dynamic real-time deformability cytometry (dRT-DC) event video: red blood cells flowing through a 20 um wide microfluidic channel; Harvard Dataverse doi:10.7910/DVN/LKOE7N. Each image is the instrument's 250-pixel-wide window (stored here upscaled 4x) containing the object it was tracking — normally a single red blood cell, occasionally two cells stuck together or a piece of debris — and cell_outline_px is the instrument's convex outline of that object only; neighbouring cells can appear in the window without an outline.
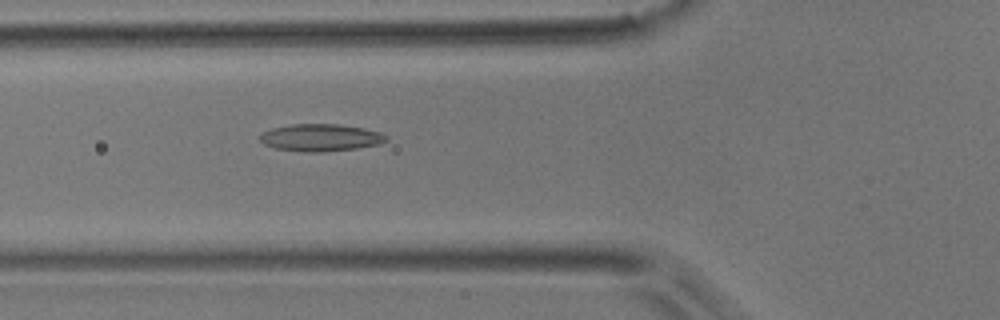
{"species": "common noctule bat (a hibernating species)", "species_latin": "Nyctalus noctula", "temperature_condition": "room temperature", "stored_images_in_passage": 40, "camera_frame_rate_fps": 3000, "um_per_image_px": 0.085, "animal": {"sex": "male", "body_mass_g": 17.9}, "frame": {"image": 1, "passage_image": 8, "time_ms": 2.333, "image_size_px": [1000, 320], "cell_outline_px": [[388, 140], [380, 144], [356, 148], [324, 152], [304, 152], [276, 148], [264, 144], [256, 136], [272, 128], [292, 124], [340, 124], [364, 128], [380, 132], [388, 136]], "centroid_in_image_um": [27.26, 11.69], "position_along_channel_um": 98.5, "area_um2": 20.17}}
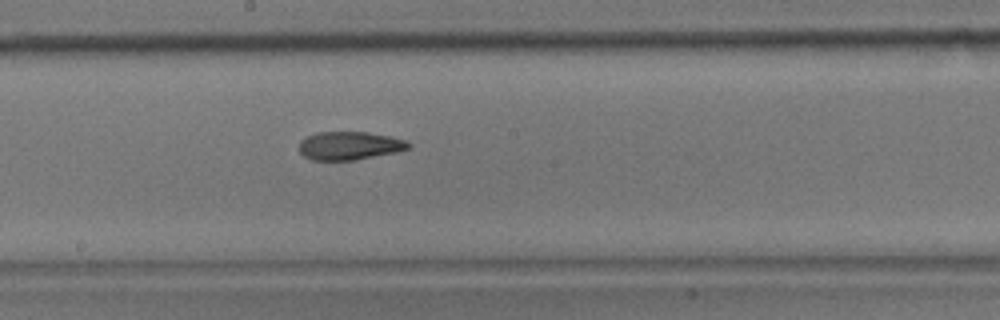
{"frame": {"image": 2, "passage_image": 17, "time_ms": 5.333, "image_size_px": [1000, 320], "cell_outline_px": [[412, 148], [396, 152], [356, 160], [312, 160], [304, 156], [300, 152], [300, 140], [316, 132], [368, 132], [392, 136], [408, 140], [412, 144]], "centroid_in_image_um": [29.77, 12.38], "position_along_channel_um": 218.4, "area_um2": 18.26}}
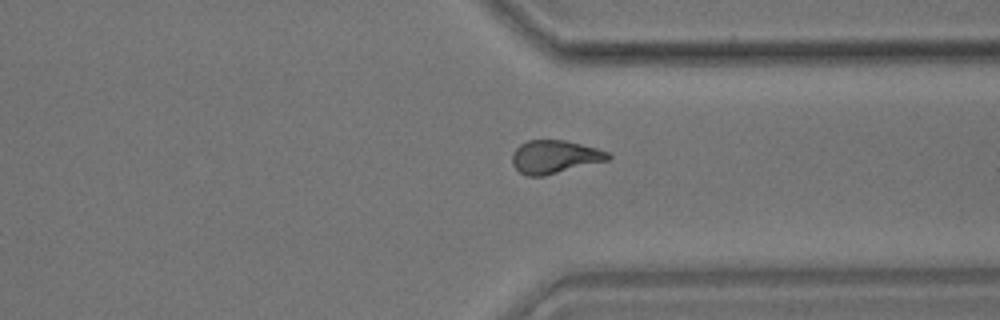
{"frame": {"image": 3, "passage_image": 28, "time_ms": 9.0, "image_size_px": [1000, 320], "cell_outline_px": [[612, 156], [608, 160], [544, 176], [528, 176], [520, 172], [512, 164], [512, 152], [520, 144], [528, 140], [564, 140], [596, 148], [608, 152]], "centroid_in_image_um": [47.12, 13.33], "position_along_channel_um": 364.3, "area_um2": 18.44}, "authors_computed_cell_mechanics": {"area_um2": 18.5249, "velocity_mm_per_s": 3.9818, "shape_relaxation_time_tau1_ms": 6.6556, "shape_relaxation_time_tau2_ms": 2.6717, "deformation_change_tau1": 0.1816, "deformation_change_tau2": 0.0992}}